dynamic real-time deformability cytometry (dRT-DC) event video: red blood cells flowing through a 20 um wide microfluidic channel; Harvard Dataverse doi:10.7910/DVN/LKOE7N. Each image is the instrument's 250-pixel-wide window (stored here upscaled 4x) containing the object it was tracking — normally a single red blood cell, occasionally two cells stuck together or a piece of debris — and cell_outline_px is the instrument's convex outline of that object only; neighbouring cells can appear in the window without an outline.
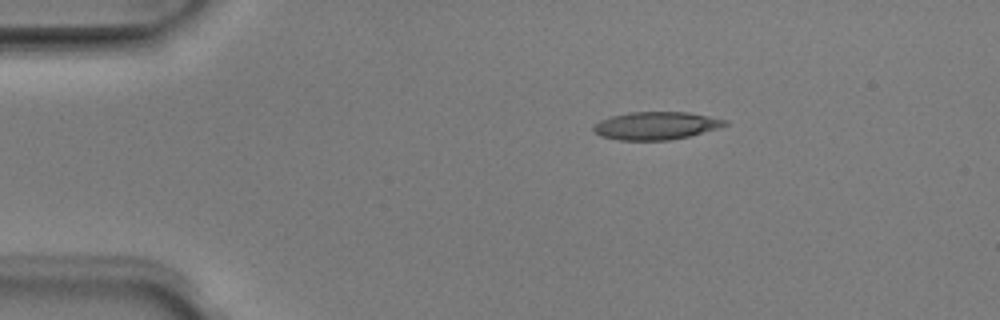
{"species": "Egyptian fruit bat (a non-hibernating species)", "species_latin": "Rousettus aegyptiacus", "temperature_condition": "room temperature", "stored_images_in_passage": 3, "camera_frame_rate_fps": 3000, "um_per_image_px": 0.085, "animal": {"sex": "male"}, "frame": {"image": 1, "passage_image": 1, "time_ms": 0.0, "image_size_px": [1000, 320], "cell_outline_px": [[728, 124], [720, 128], [688, 136], [668, 140], [620, 140], [600, 136], [592, 128], [600, 120], [612, 116], [628, 112], [688, 112], [728, 120]], "centroid_in_image_um": [55.78, 10.68], "position_along_channel_um": 29.2, "area_um2": 21.21}}